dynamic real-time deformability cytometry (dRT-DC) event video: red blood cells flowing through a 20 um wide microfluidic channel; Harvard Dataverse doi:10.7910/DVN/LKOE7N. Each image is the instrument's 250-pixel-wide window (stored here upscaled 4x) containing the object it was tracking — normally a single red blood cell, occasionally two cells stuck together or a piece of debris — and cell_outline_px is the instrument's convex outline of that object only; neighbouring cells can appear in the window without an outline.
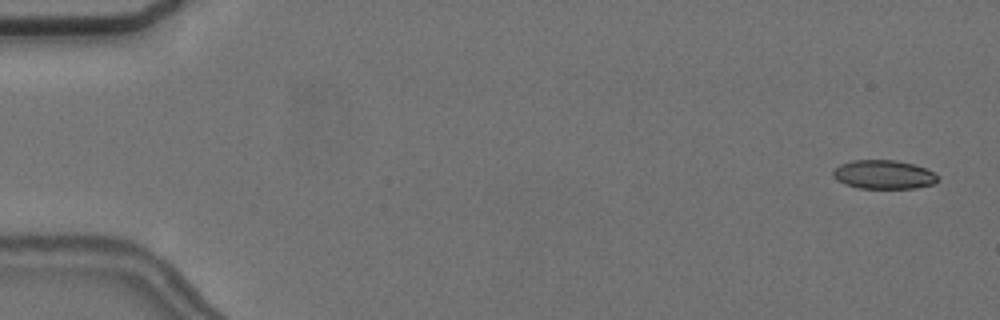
{"species": "common noctule bat (a hibernating species)", "species_latin": "Nyctalus noctula", "temperature_condition": "cold", "stored_images_in_passage": 58, "camera_frame_rate_fps": 3000, "um_per_image_px": 0.085, "animal": {"sex": "female", "body_mass_g": 24.6, "forearm_length_mm": 56.2}, "frame": {"image": 1, "passage_image": 3, "time_ms": 0.667, "image_size_px": [1000, 320], "cell_outline_px": [[940, 180], [936, 184], [916, 188], [860, 188], [844, 184], [836, 180], [832, 176], [832, 172], [840, 164], [852, 160], [896, 160], [912, 164], [924, 168], [932, 172]], "centroid_in_image_um": [75.1, 14.84], "position_along_channel_um": 9.9, "area_um2": 17.63}}
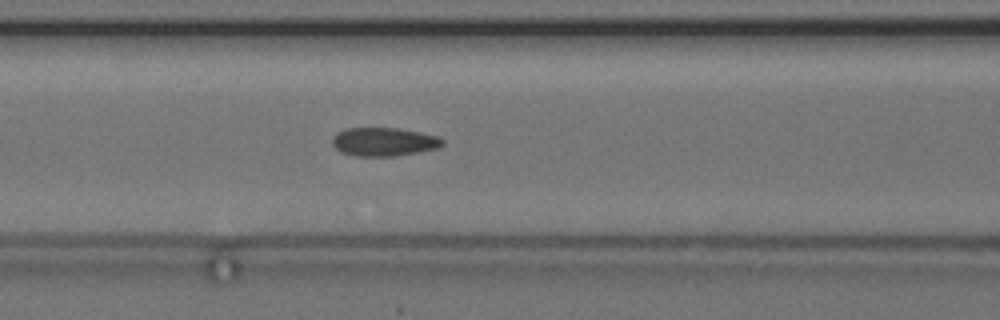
{"frame": {"image": 2, "passage_image": 25, "time_ms": 8.0, "image_size_px": [1000, 320], "cell_outline_px": [[444, 144], [436, 148], [416, 152], [392, 156], [356, 156], [340, 152], [332, 144], [332, 136], [336, 132], [344, 128], [396, 128], [420, 132], [436, 136], [444, 140]], "centroid_in_image_um": [32.57, 12.04], "position_along_channel_um": 134.0, "area_um2": 18.26}}
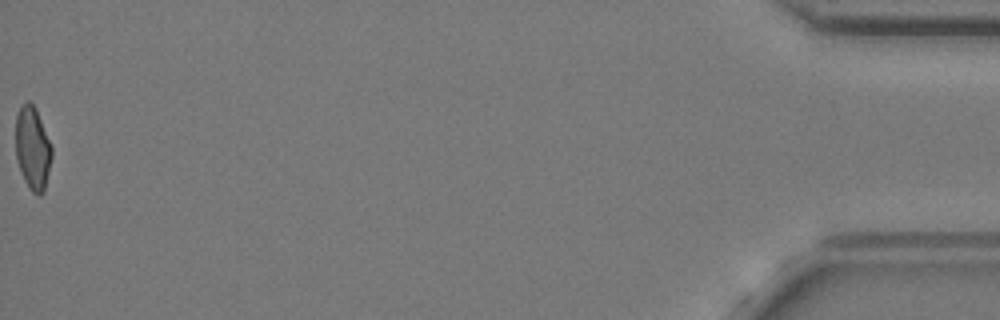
{"frame": {"image": 3, "passage_image": 58, "time_ms": 19.0, "image_size_px": [1000, 320], "cell_outline_px": [[52, 156], [44, 192], [40, 196], [36, 196], [28, 188], [24, 180], [16, 160], [16, 116], [20, 108], [28, 100], [36, 108], [52, 144]], "centroid_in_image_um": [2.79, 12.63], "position_along_channel_um": 432.4, "area_um2": 17.74}, "authors_computed_cell_mechanics": {"area_um2": 18.207, "velocity_mm_per_s": 3.6383, "shape_relaxation_time_tau1_ms": null, "shape_relaxation_time_tau2_ms": 1.9359, "deformation_change_tau1": null, "deformation_change_tau2": 0.054}}